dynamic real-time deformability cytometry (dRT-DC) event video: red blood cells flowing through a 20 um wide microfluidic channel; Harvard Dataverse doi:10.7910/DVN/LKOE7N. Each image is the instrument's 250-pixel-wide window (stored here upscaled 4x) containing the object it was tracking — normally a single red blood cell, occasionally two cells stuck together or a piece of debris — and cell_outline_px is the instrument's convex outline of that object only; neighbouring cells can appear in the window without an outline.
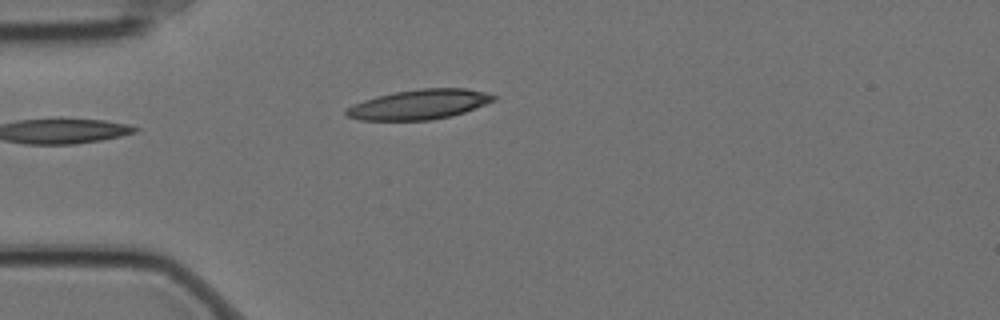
{"species": "Egyptian fruit bat (a non-hibernating species)", "species_latin": "Rousettus aegyptiacus", "temperature_condition": "cold", "stored_images_in_passage": 2, "camera_frame_rate_fps": 3000, "um_per_image_px": 0.085, "animal": {"sex": "female"}, "frame": {"image": 1, "passage_image": 2, "time_ms": 0.333, "image_size_px": [1000, 320], "cell_outline_px": [[496, 100], [476, 108], [452, 116], [432, 120], [360, 120], [348, 116], [344, 112], [352, 104], [376, 96], [396, 92], [420, 88], [464, 88], [484, 92], [496, 96]], "centroid_in_image_um": [35.65, 8.88], "position_along_channel_um": 49.4, "area_um2": 25.55}}